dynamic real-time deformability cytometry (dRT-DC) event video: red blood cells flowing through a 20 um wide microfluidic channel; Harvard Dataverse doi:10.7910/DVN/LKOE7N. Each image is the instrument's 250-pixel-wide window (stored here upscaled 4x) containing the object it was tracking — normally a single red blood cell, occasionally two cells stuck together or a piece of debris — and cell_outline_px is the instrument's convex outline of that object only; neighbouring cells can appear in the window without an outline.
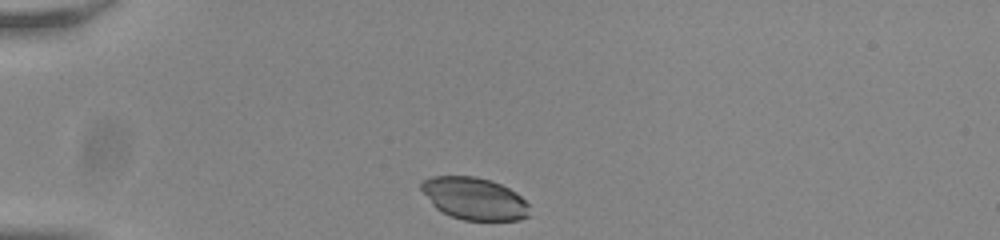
{"species": "common noctule bat (a hibernating species)", "species_latin": "Nyctalus noctula", "temperature_condition": "room temperature", "stored_images_in_passage": 34, "camera_frame_rate_fps": 3000, "um_per_image_px": 0.085, "animal": {"sex": "male", "body_mass_g": 20.0, "forearm_length_mm": 53.3}, "frame": {"image": 1, "passage_image": 1, "time_ms": 0.0, "image_size_px": [1000, 240], "cell_outline_px": [[528, 216], [520, 220], [464, 220], [452, 216], [436, 208], [432, 204], [420, 188], [420, 184], [424, 180], [432, 176], [476, 176], [492, 180], [516, 192], [528, 204]], "centroid_in_image_um": [40.31, 16.87], "position_along_channel_um": 44.7, "area_um2": 26.47}}
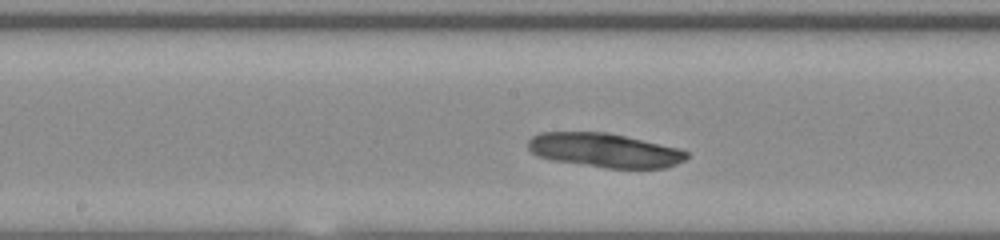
{"frame": {"image": 2, "passage_image": 16, "time_ms": 5.0, "image_size_px": [1000, 240], "cell_outline_px": [[688, 156], [684, 160], [668, 168], [604, 168], [552, 160], [540, 156], [532, 152], [528, 148], [528, 140], [532, 136], [540, 132], [608, 132], [680, 148], [688, 152]], "centroid_in_image_um": [51.41, 12.77], "position_along_channel_um": 196.8, "area_um2": 31.67}}
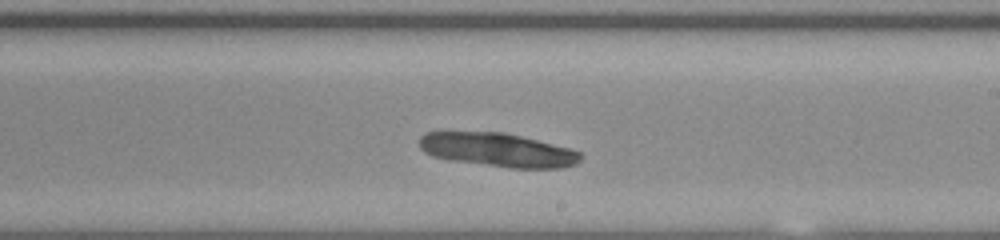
{"frame": {"image": 3, "passage_image": 20, "time_ms": 6.333, "image_size_px": [1000, 240], "cell_outline_px": [[584, 156], [576, 164], [560, 168], [508, 168], [448, 160], [432, 156], [424, 152], [420, 148], [420, 136], [424, 132], [504, 132], [568, 148], [580, 152]], "centroid_in_image_um": [42.29, 12.75], "position_along_channel_um": 246.7, "area_um2": 31.79}}